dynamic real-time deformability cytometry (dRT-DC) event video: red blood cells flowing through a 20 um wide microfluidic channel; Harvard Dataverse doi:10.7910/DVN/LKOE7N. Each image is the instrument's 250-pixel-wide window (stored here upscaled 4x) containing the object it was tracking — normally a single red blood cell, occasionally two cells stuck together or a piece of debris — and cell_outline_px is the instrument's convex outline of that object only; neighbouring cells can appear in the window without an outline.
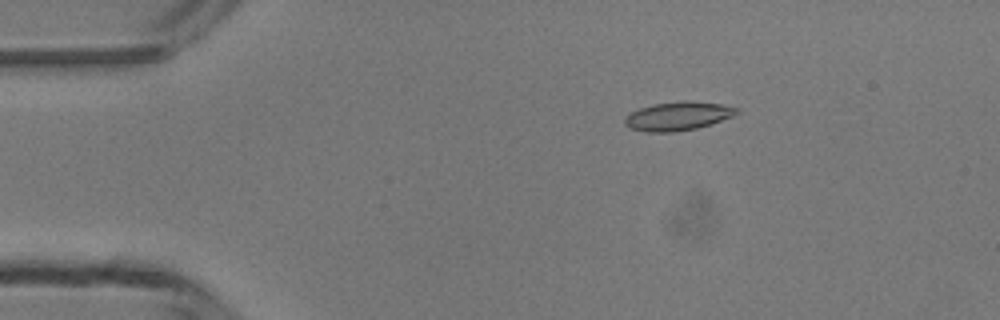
{"species": "common noctule bat (a hibernating species)", "species_latin": "Nyctalus noctula", "temperature_condition": "room temperature", "stored_images_in_passage": 4, "camera_frame_rate_fps": 3000, "um_per_image_px": 0.085, "animal": {"sex": "male", "body_mass_g": 13.3}, "frame": {"image": 1, "passage_image": 2, "time_ms": 2.0, "image_size_px": [1000, 320], "cell_outline_px": [[740, 112], [732, 116], [696, 128], [672, 132], [648, 132], [628, 128], [624, 124], [624, 120], [632, 112], [640, 108], [652, 104], [720, 104], [740, 108]], "centroid_in_image_um": [57.57, 9.92], "position_along_channel_um": 27.4, "area_um2": 17.51}}
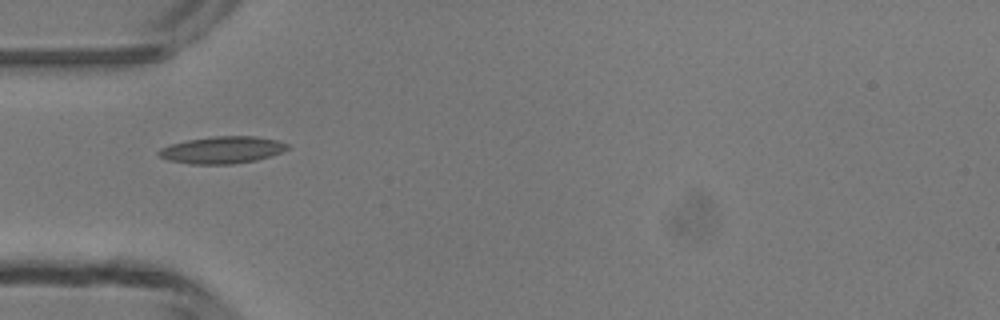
{"frame": {"image": 2, "passage_image": 4, "time_ms": 4.333, "image_size_px": [1000, 320], "cell_outline_px": [[288, 148], [280, 152], [256, 160], [232, 164], [192, 164], [168, 160], [160, 156], [156, 152], [160, 148], [172, 144], [188, 140], [212, 136], [256, 136], [276, 140], [288, 144]], "centroid_in_image_um": [18.86, 12.74], "position_along_channel_um": 66.1, "area_um2": 20.06}}